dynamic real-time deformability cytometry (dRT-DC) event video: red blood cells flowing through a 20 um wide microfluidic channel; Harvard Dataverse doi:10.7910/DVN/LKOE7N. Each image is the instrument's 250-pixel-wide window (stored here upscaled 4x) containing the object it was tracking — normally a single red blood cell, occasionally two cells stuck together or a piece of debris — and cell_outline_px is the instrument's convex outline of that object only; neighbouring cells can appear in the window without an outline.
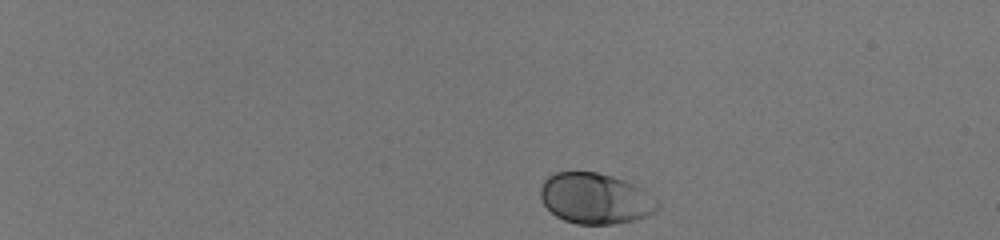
{"species": "human", "species_latin": "Homo sapiens", "temperature_condition": "room temperature", "stored_images_in_passage": 44, "camera_frame_rate_fps": 3000, "um_per_image_px": 0.085, "donor": {"sex": "male"}, "frame": {"image": 1, "passage_image": 1, "time_ms": 0.0, "image_size_px": [1000, 240], "cell_outline_px": [[660, 208], [656, 212], [648, 216], [636, 220], [612, 224], [576, 224], [564, 220], [556, 216], [544, 204], [540, 196], [540, 188], [544, 180], [552, 172], [596, 172], [612, 176], [624, 180], [640, 188], [656, 200], [660, 204]], "centroid_in_image_um": [50.6, 16.88], "position_along_channel_um": 34.4, "area_um2": 34.68}}
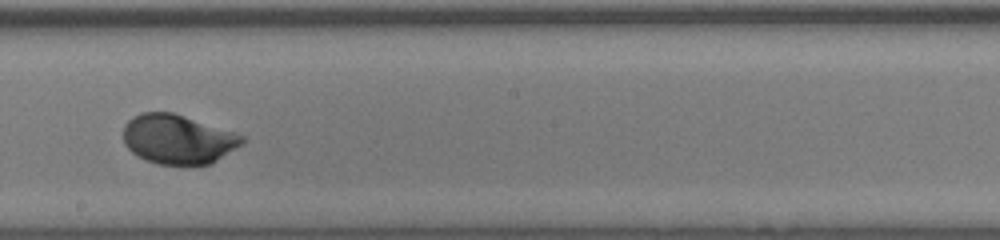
{"frame": {"image": 2, "passage_image": 26, "time_ms": 8.333, "image_size_px": [1000, 240], "cell_outline_px": [[244, 144], [212, 164], [160, 164], [144, 160], [132, 152], [124, 144], [124, 124], [132, 116], [140, 112], [172, 112], [244, 136]], "centroid_in_image_um": [15.11, 11.84], "position_along_channel_um": 233.1, "area_um2": 34.1}}
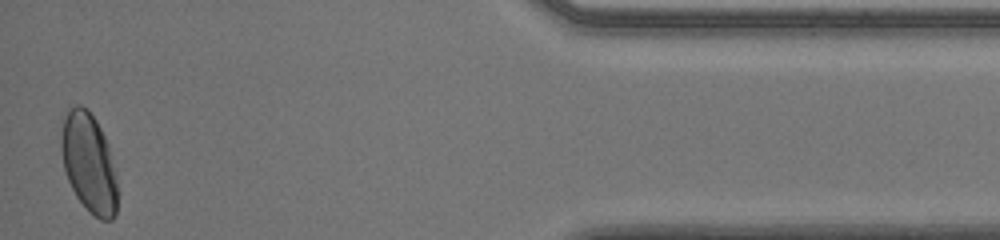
{"frame": {"image": 3, "passage_image": 44, "time_ms": 14.333, "image_size_px": [1000, 240], "cell_outline_px": [[116, 212], [112, 220], [100, 220], [88, 212], [76, 196], [68, 180], [64, 168], [60, 148], [60, 136], [64, 120], [68, 108], [76, 104], [80, 104], [96, 120], [104, 136], [116, 172]], "centroid_in_image_um": [7.53, 13.87], "position_along_channel_um": 427.7, "area_um2": 32.37}, "authors_computed_cell_mechanics": {"area_um2": 34.2754, "velocity_mm_per_s": 4.0132, "shape_relaxation_time_tau1_ms": 2.0527, "shape_relaxation_time_tau2_ms": null, "deformation_change_tau1": 0.1321, "deformation_change_tau2": null}}